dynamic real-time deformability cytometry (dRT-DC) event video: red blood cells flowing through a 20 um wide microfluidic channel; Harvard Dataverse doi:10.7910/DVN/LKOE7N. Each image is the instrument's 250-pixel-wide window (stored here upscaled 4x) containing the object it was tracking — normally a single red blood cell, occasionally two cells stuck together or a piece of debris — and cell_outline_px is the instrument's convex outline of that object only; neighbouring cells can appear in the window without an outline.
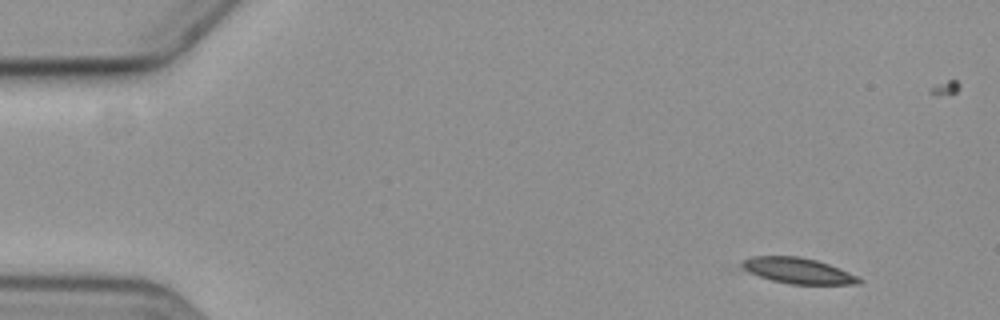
{"species": "common noctule bat (a hibernating species)", "species_latin": "Nyctalus noctula", "temperature_condition": "cold", "stored_images_in_passage": 6, "camera_frame_rate_fps": 3000, "um_per_image_px": 0.085, "animal": {"sex": "female", "body_mass_g": 19.3, "forearm_length_mm": 54.1}, "frame": {"image": 1, "passage_image": 1, "time_ms": 0.0, "image_size_px": [1000, 320], "cell_outline_px": [[864, 280], [860, 284], [788, 284], [772, 280], [748, 272], [740, 264], [744, 260], [752, 256], [800, 256], [816, 260], [828, 264], [848, 272]], "centroid_in_image_um": [67.83, 23.01], "position_along_channel_um": 17.2, "area_um2": 17.4}}
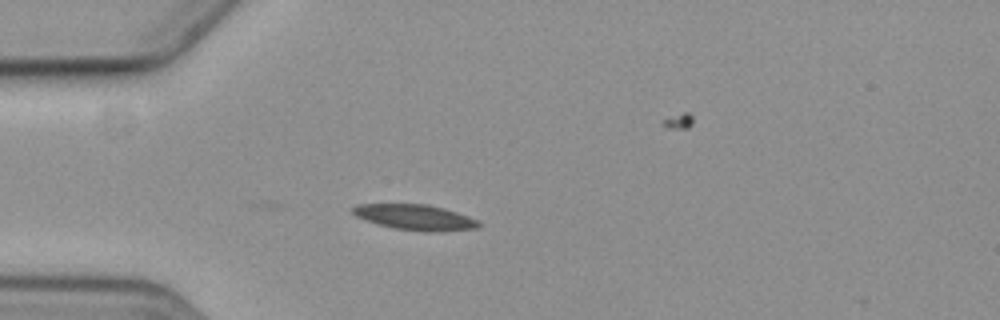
{"frame": {"image": 2, "passage_image": 4, "time_ms": 3.667, "image_size_px": [1000, 320], "cell_outline_px": [[484, 224], [476, 228], [440, 232], [424, 232], [392, 228], [376, 224], [356, 216], [348, 212], [356, 204], [428, 204], [444, 208], [480, 220]], "centroid_in_image_um": [35.29, 18.47], "position_along_channel_um": 49.7, "area_um2": 19.13}}
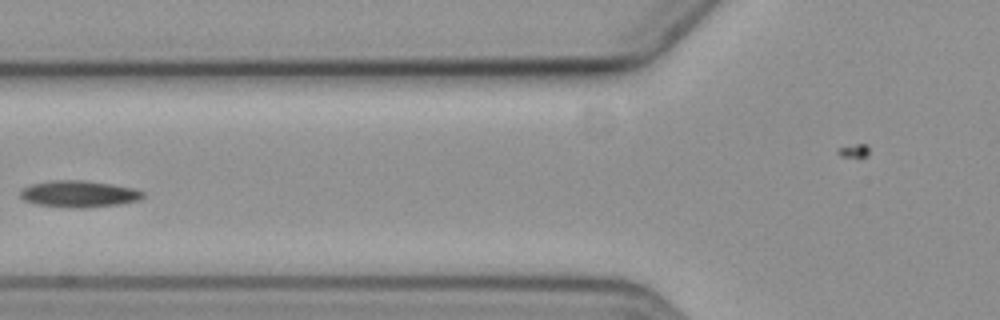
{"frame": {"image": 3, "passage_image": 6, "time_ms": 6.0, "image_size_px": [1000, 320], "cell_outline_px": [[144, 196], [140, 200], [120, 204], [80, 208], [68, 208], [36, 204], [24, 200], [20, 196], [20, 192], [24, 188], [32, 184], [52, 180], [80, 180], [108, 184], [132, 188], [144, 192]], "centroid_in_image_um": [6.7, 16.49], "position_along_channel_um": 119.1, "area_um2": 18.84}}